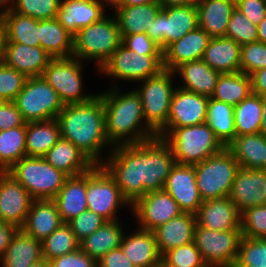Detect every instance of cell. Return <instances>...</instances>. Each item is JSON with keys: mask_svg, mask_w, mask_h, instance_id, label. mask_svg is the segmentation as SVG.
<instances>
[{"mask_svg": "<svg viewBox=\"0 0 266 267\" xmlns=\"http://www.w3.org/2000/svg\"><path fill=\"white\" fill-rule=\"evenodd\" d=\"M43 158L68 177L85 174L95 165L72 142L64 138H60Z\"/></svg>", "mask_w": 266, "mask_h": 267, "instance_id": "484cf974", "label": "cell"}, {"mask_svg": "<svg viewBox=\"0 0 266 267\" xmlns=\"http://www.w3.org/2000/svg\"><path fill=\"white\" fill-rule=\"evenodd\" d=\"M174 72L178 73L184 83L181 89L196 94L212 97L220 72L213 70L202 59L186 62L177 67Z\"/></svg>", "mask_w": 266, "mask_h": 267, "instance_id": "4dcf8cb0", "label": "cell"}, {"mask_svg": "<svg viewBox=\"0 0 266 267\" xmlns=\"http://www.w3.org/2000/svg\"><path fill=\"white\" fill-rule=\"evenodd\" d=\"M174 71L163 69L158 75L142 81L143 87L135 90L141 98L145 128L158 133L166 124L176 87H172Z\"/></svg>", "mask_w": 266, "mask_h": 267, "instance_id": "9c48e42d", "label": "cell"}, {"mask_svg": "<svg viewBox=\"0 0 266 267\" xmlns=\"http://www.w3.org/2000/svg\"><path fill=\"white\" fill-rule=\"evenodd\" d=\"M102 0H61L56 20L73 36L105 17Z\"/></svg>", "mask_w": 266, "mask_h": 267, "instance_id": "7402d4cb", "label": "cell"}, {"mask_svg": "<svg viewBox=\"0 0 266 267\" xmlns=\"http://www.w3.org/2000/svg\"><path fill=\"white\" fill-rule=\"evenodd\" d=\"M27 76L3 64L0 66V101H14L24 88Z\"/></svg>", "mask_w": 266, "mask_h": 267, "instance_id": "f907efd6", "label": "cell"}, {"mask_svg": "<svg viewBox=\"0 0 266 267\" xmlns=\"http://www.w3.org/2000/svg\"><path fill=\"white\" fill-rule=\"evenodd\" d=\"M116 89L114 86V89L98 94L104 105L106 134L113 146L140 143L157 137L152 128L141 126L145 120L138 93L131 90L120 94Z\"/></svg>", "mask_w": 266, "mask_h": 267, "instance_id": "3957f363", "label": "cell"}, {"mask_svg": "<svg viewBox=\"0 0 266 267\" xmlns=\"http://www.w3.org/2000/svg\"><path fill=\"white\" fill-rule=\"evenodd\" d=\"M0 13V27L6 43L40 46L39 20L13 12L8 6Z\"/></svg>", "mask_w": 266, "mask_h": 267, "instance_id": "f546056e", "label": "cell"}, {"mask_svg": "<svg viewBox=\"0 0 266 267\" xmlns=\"http://www.w3.org/2000/svg\"><path fill=\"white\" fill-rule=\"evenodd\" d=\"M241 46L227 37L211 38L202 60L220 73L240 72Z\"/></svg>", "mask_w": 266, "mask_h": 267, "instance_id": "836d02e7", "label": "cell"}, {"mask_svg": "<svg viewBox=\"0 0 266 267\" xmlns=\"http://www.w3.org/2000/svg\"><path fill=\"white\" fill-rule=\"evenodd\" d=\"M122 44L133 53L163 55V50L146 33L121 35Z\"/></svg>", "mask_w": 266, "mask_h": 267, "instance_id": "f5cc1de1", "label": "cell"}, {"mask_svg": "<svg viewBox=\"0 0 266 267\" xmlns=\"http://www.w3.org/2000/svg\"><path fill=\"white\" fill-rule=\"evenodd\" d=\"M114 9L121 35H132L146 33L162 7L156 1L144 5L115 6Z\"/></svg>", "mask_w": 266, "mask_h": 267, "instance_id": "d6a6232c", "label": "cell"}, {"mask_svg": "<svg viewBox=\"0 0 266 267\" xmlns=\"http://www.w3.org/2000/svg\"><path fill=\"white\" fill-rule=\"evenodd\" d=\"M140 228L153 231L183 213L177 202L164 190L152 191L139 198L132 206Z\"/></svg>", "mask_w": 266, "mask_h": 267, "instance_id": "9a60e30c", "label": "cell"}, {"mask_svg": "<svg viewBox=\"0 0 266 267\" xmlns=\"http://www.w3.org/2000/svg\"><path fill=\"white\" fill-rule=\"evenodd\" d=\"M6 5V6H5ZM0 6H5L7 7L8 6V3L5 1V0H0Z\"/></svg>", "mask_w": 266, "mask_h": 267, "instance_id": "89a4df30", "label": "cell"}, {"mask_svg": "<svg viewBox=\"0 0 266 267\" xmlns=\"http://www.w3.org/2000/svg\"><path fill=\"white\" fill-rule=\"evenodd\" d=\"M156 1L157 0H121L116 6L144 5Z\"/></svg>", "mask_w": 266, "mask_h": 267, "instance_id": "be15d7a7", "label": "cell"}, {"mask_svg": "<svg viewBox=\"0 0 266 267\" xmlns=\"http://www.w3.org/2000/svg\"><path fill=\"white\" fill-rule=\"evenodd\" d=\"M208 101L207 96L176 88L164 127H187L205 123Z\"/></svg>", "mask_w": 266, "mask_h": 267, "instance_id": "d6986e66", "label": "cell"}, {"mask_svg": "<svg viewBox=\"0 0 266 267\" xmlns=\"http://www.w3.org/2000/svg\"><path fill=\"white\" fill-rule=\"evenodd\" d=\"M5 44V35L2 28L0 27V66L5 64Z\"/></svg>", "mask_w": 266, "mask_h": 267, "instance_id": "e7e4bbea", "label": "cell"}, {"mask_svg": "<svg viewBox=\"0 0 266 267\" xmlns=\"http://www.w3.org/2000/svg\"><path fill=\"white\" fill-rule=\"evenodd\" d=\"M251 93L249 75L242 72L221 73L211 98L236 106Z\"/></svg>", "mask_w": 266, "mask_h": 267, "instance_id": "ab89813d", "label": "cell"}, {"mask_svg": "<svg viewBox=\"0 0 266 267\" xmlns=\"http://www.w3.org/2000/svg\"><path fill=\"white\" fill-rule=\"evenodd\" d=\"M13 102L26 122L56 119L64 108L55 89L42 76L28 77Z\"/></svg>", "mask_w": 266, "mask_h": 267, "instance_id": "ba28073f", "label": "cell"}, {"mask_svg": "<svg viewBox=\"0 0 266 267\" xmlns=\"http://www.w3.org/2000/svg\"><path fill=\"white\" fill-rule=\"evenodd\" d=\"M7 172L34 200L54 199L68 178L43 157H23Z\"/></svg>", "mask_w": 266, "mask_h": 267, "instance_id": "8992f818", "label": "cell"}, {"mask_svg": "<svg viewBox=\"0 0 266 267\" xmlns=\"http://www.w3.org/2000/svg\"><path fill=\"white\" fill-rule=\"evenodd\" d=\"M157 137L163 138L171 146L175 162L180 164H198L224 148L206 123L163 127Z\"/></svg>", "mask_w": 266, "mask_h": 267, "instance_id": "277c9868", "label": "cell"}, {"mask_svg": "<svg viewBox=\"0 0 266 267\" xmlns=\"http://www.w3.org/2000/svg\"><path fill=\"white\" fill-rule=\"evenodd\" d=\"M228 197L240 213L250 207L266 205V169L240 167Z\"/></svg>", "mask_w": 266, "mask_h": 267, "instance_id": "ac0fdd59", "label": "cell"}, {"mask_svg": "<svg viewBox=\"0 0 266 267\" xmlns=\"http://www.w3.org/2000/svg\"><path fill=\"white\" fill-rule=\"evenodd\" d=\"M86 193L88 210L107 221L117 220V209L122 204L129 205L114 178L102 165H94L87 172Z\"/></svg>", "mask_w": 266, "mask_h": 267, "instance_id": "8fae6325", "label": "cell"}, {"mask_svg": "<svg viewBox=\"0 0 266 267\" xmlns=\"http://www.w3.org/2000/svg\"><path fill=\"white\" fill-rule=\"evenodd\" d=\"M120 248L136 267H158L161 264L153 231L138 229L132 235H123Z\"/></svg>", "mask_w": 266, "mask_h": 267, "instance_id": "4316f807", "label": "cell"}, {"mask_svg": "<svg viewBox=\"0 0 266 267\" xmlns=\"http://www.w3.org/2000/svg\"><path fill=\"white\" fill-rule=\"evenodd\" d=\"M234 267H266V238L242 236Z\"/></svg>", "mask_w": 266, "mask_h": 267, "instance_id": "ee69618b", "label": "cell"}, {"mask_svg": "<svg viewBox=\"0 0 266 267\" xmlns=\"http://www.w3.org/2000/svg\"><path fill=\"white\" fill-rule=\"evenodd\" d=\"M52 57L40 46L5 44V64L27 77H41Z\"/></svg>", "mask_w": 266, "mask_h": 267, "instance_id": "603a6c76", "label": "cell"}, {"mask_svg": "<svg viewBox=\"0 0 266 267\" xmlns=\"http://www.w3.org/2000/svg\"><path fill=\"white\" fill-rule=\"evenodd\" d=\"M241 233L247 238H266V205L250 207L241 213Z\"/></svg>", "mask_w": 266, "mask_h": 267, "instance_id": "c3c4849f", "label": "cell"}, {"mask_svg": "<svg viewBox=\"0 0 266 267\" xmlns=\"http://www.w3.org/2000/svg\"><path fill=\"white\" fill-rule=\"evenodd\" d=\"M122 44L118 22L104 17L84 27L73 36V57L81 60H97L99 68L109 60Z\"/></svg>", "mask_w": 266, "mask_h": 267, "instance_id": "5b68a950", "label": "cell"}, {"mask_svg": "<svg viewBox=\"0 0 266 267\" xmlns=\"http://www.w3.org/2000/svg\"><path fill=\"white\" fill-rule=\"evenodd\" d=\"M18 230L17 226L0 220V258L6 252L7 247Z\"/></svg>", "mask_w": 266, "mask_h": 267, "instance_id": "680465c9", "label": "cell"}, {"mask_svg": "<svg viewBox=\"0 0 266 267\" xmlns=\"http://www.w3.org/2000/svg\"><path fill=\"white\" fill-rule=\"evenodd\" d=\"M87 173L68 177L63 187L54 197L63 223L69 222L87 208Z\"/></svg>", "mask_w": 266, "mask_h": 267, "instance_id": "f1b7e54d", "label": "cell"}, {"mask_svg": "<svg viewBox=\"0 0 266 267\" xmlns=\"http://www.w3.org/2000/svg\"><path fill=\"white\" fill-rule=\"evenodd\" d=\"M26 123L13 101H0V131L26 126Z\"/></svg>", "mask_w": 266, "mask_h": 267, "instance_id": "11a10c76", "label": "cell"}, {"mask_svg": "<svg viewBox=\"0 0 266 267\" xmlns=\"http://www.w3.org/2000/svg\"><path fill=\"white\" fill-rule=\"evenodd\" d=\"M105 5L107 6L109 3L113 6L112 8H114V6H116L121 0H102Z\"/></svg>", "mask_w": 266, "mask_h": 267, "instance_id": "a7ac6f4b", "label": "cell"}, {"mask_svg": "<svg viewBox=\"0 0 266 267\" xmlns=\"http://www.w3.org/2000/svg\"><path fill=\"white\" fill-rule=\"evenodd\" d=\"M56 119L61 138L72 142L95 165L103 163L100 151L112 143L106 134L104 105L98 94L85 103L64 105Z\"/></svg>", "mask_w": 266, "mask_h": 267, "instance_id": "7a4b0ae2", "label": "cell"}, {"mask_svg": "<svg viewBox=\"0 0 266 267\" xmlns=\"http://www.w3.org/2000/svg\"><path fill=\"white\" fill-rule=\"evenodd\" d=\"M71 56L52 58L44 69L42 77L52 86L64 105L80 104L90 101L95 95H83L81 61Z\"/></svg>", "mask_w": 266, "mask_h": 267, "instance_id": "7c38bea8", "label": "cell"}, {"mask_svg": "<svg viewBox=\"0 0 266 267\" xmlns=\"http://www.w3.org/2000/svg\"><path fill=\"white\" fill-rule=\"evenodd\" d=\"M258 41L266 44V17L257 24Z\"/></svg>", "mask_w": 266, "mask_h": 267, "instance_id": "6125c7cd", "label": "cell"}, {"mask_svg": "<svg viewBox=\"0 0 266 267\" xmlns=\"http://www.w3.org/2000/svg\"><path fill=\"white\" fill-rule=\"evenodd\" d=\"M107 220L91 210H86L71 219L67 224L79 241L99 229Z\"/></svg>", "mask_w": 266, "mask_h": 267, "instance_id": "816d5d0a", "label": "cell"}, {"mask_svg": "<svg viewBox=\"0 0 266 267\" xmlns=\"http://www.w3.org/2000/svg\"><path fill=\"white\" fill-rule=\"evenodd\" d=\"M114 147L101 165L114 178L129 206L148 192L163 190L176 163L171 146L163 138Z\"/></svg>", "mask_w": 266, "mask_h": 267, "instance_id": "6da1fadb", "label": "cell"}, {"mask_svg": "<svg viewBox=\"0 0 266 267\" xmlns=\"http://www.w3.org/2000/svg\"><path fill=\"white\" fill-rule=\"evenodd\" d=\"M26 157V126L0 131V172Z\"/></svg>", "mask_w": 266, "mask_h": 267, "instance_id": "b9f144b4", "label": "cell"}, {"mask_svg": "<svg viewBox=\"0 0 266 267\" xmlns=\"http://www.w3.org/2000/svg\"><path fill=\"white\" fill-rule=\"evenodd\" d=\"M227 148L241 168L266 169V136L262 133L236 136Z\"/></svg>", "mask_w": 266, "mask_h": 267, "instance_id": "1f68e13d", "label": "cell"}, {"mask_svg": "<svg viewBox=\"0 0 266 267\" xmlns=\"http://www.w3.org/2000/svg\"><path fill=\"white\" fill-rule=\"evenodd\" d=\"M236 136L260 133L262 126V97L250 94L234 106Z\"/></svg>", "mask_w": 266, "mask_h": 267, "instance_id": "60d3db41", "label": "cell"}, {"mask_svg": "<svg viewBox=\"0 0 266 267\" xmlns=\"http://www.w3.org/2000/svg\"><path fill=\"white\" fill-rule=\"evenodd\" d=\"M260 133L266 136V96H262V126Z\"/></svg>", "mask_w": 266, "mask_h": 267, "instance_id": "03108f58", "label": "cell"}, {"mask_svg": "<svg viewBox=\"0 0 266 267\" xmlns=\"http://www.w3.org/2000/svg\"><path fill=\"white\" fill-rule=\"evenodd\" d=\"M29 267H50V266H49V262L43 258V259L31 264Z\"/></svg>", "mask_w": 266, "mask_h": 267, "instance_id": "003e7915", "label": "cell"}, {"mask_svg": "<svg viewBox=\"0 0 266 267\" xmlns=\"http://www.w3.org/2000/svg\"><path fill=\"white\" fill-rule=\"evenodd\" d=\"M48 262L50 267H98L97 261L90 258L80 248Z\"/></svg>", "mask_w": 266, "mask_h": 267, "instance_id": "db71d44e", "label": "cell"}, {"mask_svg": "<svg viewBox=\"0 0 266 267\" xmlns=\"http://www.w3.org/2000/svg\"><path fill=\"white\" fill-rule=\"evenodd\" d=\"M211 36L198 27L163 50V68L174 71L180 65L203 58Z\"/></svg>", "mask_w": 266, "mask_h": 267, "instance_id": "44dd1931", "label": "cell"}, {"mask_svg": "<svg viewBox=\"0 0 266 267\" xmlns=\"http://www.w3.org/2000/svg\"><path fill=\"white\" fill-rule=\"evenodd\" d=\"M196 224V216L194 214L181 213L153 230L160 255L162 256L170 249L194 241Z\"/></svg>", "mask_w": 266, "mask_h": 267, "instance_id": "d4e9b609", "label": "cell"}, {"mask_svg": "<svg viewBox=\"0 0 266 267\" xmlns=\"http://www.w3.org/2000/svg\"><path fill=\"white\" fill-rule=\"evenodd\" d=\"M62 223L58 207L53 199L34 200L25 223L20 229L25 234L43 241Z\"/></svg>", "mask_w": 266, "mask_h": 267, "instance_id": "cb8c5ba5", "label": "cell"}, {"mask_svg": "<svg viewBox=\"0 0 266 267\" xmlns=\"http://www.w3.org/2000/svg\"><path fill=\"white\" fill-rule=\"evenodd\" d=\"M161 263L165 267H208L194 241L168 250L161 256Z\"/></svg>", "mask_w": 266, "mask_h": 267, "instance_id": "bcb514c9", "label": "cell"}, {"mask_svg": "<svg viewBox=\"0 0 266 267\" xmlns=\"http://www.w3.org/2000/svg\"><path fill=\"white\" fill-rule=\"evenodd\" d=\"M163 69V55L133 53L121 44L98 70L116 79L141 82L158 75Z\"/></svg>", "mask_w": 266, "mask_h": 267, "instance_id": "5bb4252c", "label": "cell"}, {"mask_svg": "<svg viewBox=\"0 0 266 267\" xmlns=\"http://www.w3.org/2000/svg\"><path fill=\"white\" fill-rule=\"evenodd\" d=\"M60 3L61 0H11L8 7L18 14L45 20L56 18Z\"/></svg>", "mask_w": 266, "mask_h": 267, "instance_id": "f6af8a7d", "label": "cell"}, {"mask_svg": "<svg viewBox=\"0 0 266 267\" xmlns=\"http://www.w3.org/2000/svg\"><path fill=\"white\" fill-rule=\"evenodd\" d=\"M266 68V44L252 42L241 46L240 72L250 75L254 71Z\"/></svg>", "mask_w": 266, "mask_h": 267, "instance_id": "681fc988", "label": "cell"}, {"mask_svg": "<svg viewBox=\"0 0 266 267\" xmlns=\"http://www.w3.org/2000/svg\"><path fill=\"white\" fill-rule=\"evenodd\" d=\"M41 242L42 256L47 261L80 248V241L67 223H62L50 236Z\"/></svg>", "mask_w": 266, "mask_h": 267, "instance_id": "7bdbcfd3", "label": "cell"}, {"mask_svg": "<svg viewBox=\"0 0 266 267\" xmlns=\"http://www.w3.org/2000/svg\"><path fill=\"white\" fill-rule=\"evenodd\" d=\"M198 25L212 38L225 37L235 0H197Z\"/></svg>", "mask_w": 266, "mask_h": 267, "instance_id": "83f0119b", "label": "cell"}, {"mask_svg": "<svg viewBox=\"0 0 266 267\" xmlns=\"http://www.w3.org/2000/svg\"><path fill=\"white\" fill-rule=\"evenodd\" d=\"M241 230L216 231L196 224L194 242L208 267H234Z\"/></svg>", "mask_w": 266, "mask_h": 267, "instance_id": "30bf717a", "label": "cell"}, {"mask_svg": "<svg viewBox=\"0 0 266 267\" xmlns=\"http://www.w3.org/2000/svg\"><path fill=\"white\" fill-rule=\"evenodd\" d=\"M195 216L199 226L211 230H241V213L229 197L204 200Z\"/></svg>", "mask_w": 266, "mask_h": 267, "instance_id": "ffe728a7", "label": "cell"}, {"mask_svg": "<svg viewBox=\"0 0 266 267\" xmlns=\"http://www.w3.org/2000/svg\"><path fill=\"white\" fill-rule=\"evenodd\" d=\"M98 267H136L123 253L120 247L111 250L98 262Z\"/></svg>", "mask_w": 266, "mask_h": 267, "instance_id": "6f0895ef", "label": "cell"}, {"mask_svg": "<svg viewBox=\"0 0 266 267\" xmlns=\"http://www.w3.org/2000/svg\"><path fill=\"white\" fill-rule=\"evenodd\" d=\"M225 37L234 40L240 46L257 42V25L249 21L238 9L235 8L227 25Z\"/></svg>", "mask_w": 266, "mask_h": 267, "instance_id": "7dc6e473", "label": "cell"}, {"mask_svg": "<svg viewBox=\"0 0 266 267\" xmlns=\"http://www.w3.org/2000/svg\"><path fill=\"white\" fill-rule=\"evenodd\" d=\"M117 220L106 221L99 229L80 241V249L97 262L108 252L120 247L124 234Z\"/></svg>", "mask_w": 266, "mask_h": 267, "instance_id": "8d00e7d4", "label": "cell"}, {"mask_svg": "<svg viewBox=\"0 0 266 267\" xmlns=\"http://www.w3.org/2000/svg\"><path fill=\"white\" fill-rule=\"evenodd\" d=\"M249 76L252 94L266 96V68L254 71Z\"/></svg>", "mask_w": 266, "mask_h": 267, "instance_id": "91938a15", "label": "cell"}, {"mask_svg": "<svg viewBox=\"0 0 266 267\" xmlns=\"http://www.w3.org/2000/svg\"><path fill=\"white\" fill-rule=\"evenodd\" d=\"M158 267H165L162 263Z\"/></svg>", "mask_w": 266, "mask_h": 267, "instance_id": "2644e50d", "label": "cell"}, {"mask_svg": "<svg viewBox=\"0 0 266 267\" xmlns=\"http://www.w3.org/2000/svg\"><path fill=\"white\" fill-rule=\"evenodd\" d=\"M235 4L236 9L256 25L266 17V0H235Z\"/></svg>", "mask_w": 266, "mask_h": 267, "instance_id": "9f6ffc18", "label": "cell"}, {"mask_svg": "<svg viewBox=\"0 0 266 267\" xmlns=\"http://www.w3.org/2000/svg\"><path fill=\"white\" fill-rule=\"evenodd\" d=\"M34 199L8 172H0V220L19 229Z\"/></svg>", "mask_w": 266, "mask_h": 267, "instance_id": "e0dca14e", "label": "cell"}, {"mask_svg": "<svg viewBox=\"0 0 266 267\" xmlns=\"http://www.w3.org/2000/svg\"><path fill=\"white\" fill-rule=\"evenodd\" d=\"M39 41L40 47L52 58L73 55V35L56 18L39 20Z\"/></svg>", "mask_w": 266, "mask_h": 267, "instance_id": "d590c367", "label": "cell"}, {"mask_svg": "<svg viewBox=\"0 0 266 267\" xmlns=\"http://www.w3.org/2000/svg\"><path fill=\"white\" fill-rule=\"evenodd\" d=\"M206 124L216 138L227 147L236 137L234 106L209 97Z\"/></svg>", "mask_w": 266, "mask_h": 267, "instance_id": "f35d334b", "label": "cell"}, {"mask_svg": "<svg viewBox=\"0 0 266 267\" xmlns=\"http://www.w3.org/2000/svg\"><path fill=\"white\" fill-rule=\"evenodd\" d=\"M163 190L177 202L183 213L195 215L203 202L197 188L194 165L175 163Z\"/></svg>", "mask_w": 266, "mask_h": 267, "instance_id": "2e32d148", "label": "cell"}, {"mask_svg": "<svg viewBox=\"0 0 266 267\" xmlns=\"http://www.w3.org/2000/svg\"><path fill=\"white\" fill-rule=\"evenodd\" d=\"M199 27L196 4L164 7L146 34L164 50L172 42Z\"/></svg>", "mask_w": 266, "mask_h": 267, "instance_id": "4fadbf2b", "label": "cell"}, {"mask_svg": "<svg viewBox=\"0 0 266 267\" xmlns=\"http://www.w3.org/2000/svg\"><path fill=\"white\" fill-rule=\"evenodd\" d=\"M41 259L42 242L19 229L0 260L2 267H29Z\"/></svg>", "mask_w": 266, "mask_h": 267, "instance_id": "e575fe53", "label": "cell"}, {"mask_svg": "<svg viewBox=\"0 0 266 267\" xmlns=\"http://www.w3.org/2000/svg\"><path fill=\"white\" fill-rule=\"evenodd\" d=\"M61 138L57 119L26 123V156L43 157Z\"/></svg>", "mask_w": 266, "mask_h": 267, "instance_id": "74e56055", "label": "cell"}, {"mask_svg": "<svg viewBox=\"0 0 266 267\" xmlns=\"http://www.w3.org/2000/svg\"><path fill=\"white\" fill-rule=\"evenodd\" d=\"M194 166L197 188L203 201L229 196L240 166L227 147Z\"/></svg>", "mask_w": 266, "mask_h": 267, "instance_id": "52a82bcc", "label": "cell"}, {"mask_svg": "<svg viewBox=\"0 0 266 267\" xmlns=\"http://www.w3.org/2000/svg\"><path fill=\"white\" fill-rule=\"evenodd\" d=\"M157 2L164 7L181 6L196 3V0H157Z\"/></svg>", "mask_w": 266, "mask_h": 267, "instance_id": "94428289", "label": "cell"}]
</instances>
